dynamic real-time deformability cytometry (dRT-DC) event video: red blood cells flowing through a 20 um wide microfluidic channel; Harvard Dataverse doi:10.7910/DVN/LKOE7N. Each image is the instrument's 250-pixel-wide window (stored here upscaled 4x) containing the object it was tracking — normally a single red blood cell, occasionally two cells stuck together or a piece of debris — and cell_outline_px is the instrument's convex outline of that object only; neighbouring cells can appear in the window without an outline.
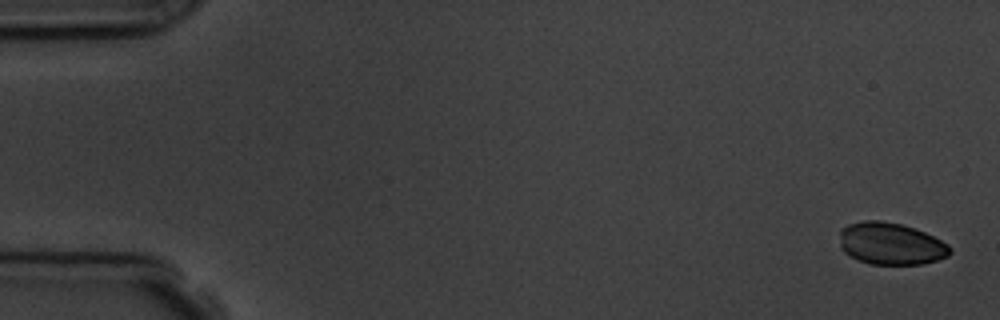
{"species": "common noctule bat (a hibernating species)", "species_latin": "Nyctalus noctula", "temperature_condition": "room temperature", "stored_images_in_passage": 5, "camera_frame_rate_fps": 3000, "um_per_image_px": 0.085, "animal": {"sex": "male", "body_mass_g": 19.5, "forearm_length_mm": 54.6}, "frame": {"image": 1, "passage_image": 1, "time_ms": 0.0, "image_size_px": [1000, 320], "cell_outline_px": [[952, 252], [948, 256], [936, 260], [920, 264], [868, 264], [844, 252], [840, 248], [840, 228], [848, 224], [864, 220], [880, 220], [900, 224], [916, 228], [948, 244], [952, 248]], "centroid_in_image_um": [75.71, 20.7], "position_along_channel_um": 9.3, "area_um2": 27.11}}
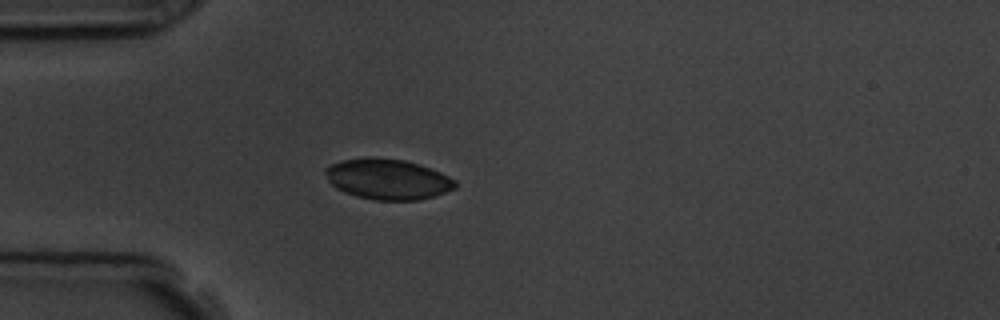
{"frame": {"image": 2, "passage_image": 5, "time_ms": 4.667, "image_size_px": [1000, 320], "cell_outline_px": [[456, 188], [436, 196], [420, 200], [372, 200], [356, 196], [344, 192], [336, 188], [328, 180], [324, 172], [324, 168], [340, 160], [364, 156], [372, 156], [404, 160], [440, 172], [456, 180]], "centroid_in_image_um": [32.93, 15.22], "position_along_channel_um": 52.1, "area_um2": 30.98}}